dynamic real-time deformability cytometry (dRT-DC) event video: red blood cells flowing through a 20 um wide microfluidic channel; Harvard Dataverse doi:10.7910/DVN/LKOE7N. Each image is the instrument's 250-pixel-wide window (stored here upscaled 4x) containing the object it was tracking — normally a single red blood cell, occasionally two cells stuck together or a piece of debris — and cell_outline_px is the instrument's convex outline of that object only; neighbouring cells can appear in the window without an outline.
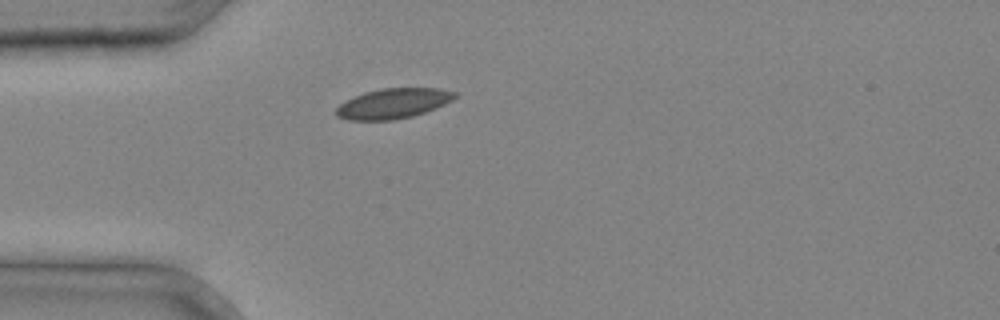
{"species": "common noctule bat (a hibernating species)", "species_latin": "Nyctalus noctula", "temperature_condition": "cold", "stored_images_in_passage": 24, "camera_frame_rate_fps": 3000, "um_per_image_px": 0.085, "animal": {"sex": "male", "body_mass_g": 20.4}, "frame": {"image": 1, "passage_image": 1, "time_ms": 0.0, "image_size_px": [1000, 320], "cell_outline_px": [[456, 96], [452, 100], [436, 108], [412, 116], [392, 120], [348, 120], [336, 116], [336, 108], [344, 100], [364, 92], [380, 88], [440, 88], [456, 92]], "centroid_in_image_um": [33.39, 8.79], "position_along_channel_um": 51.6, "area_um2": 20.87}}
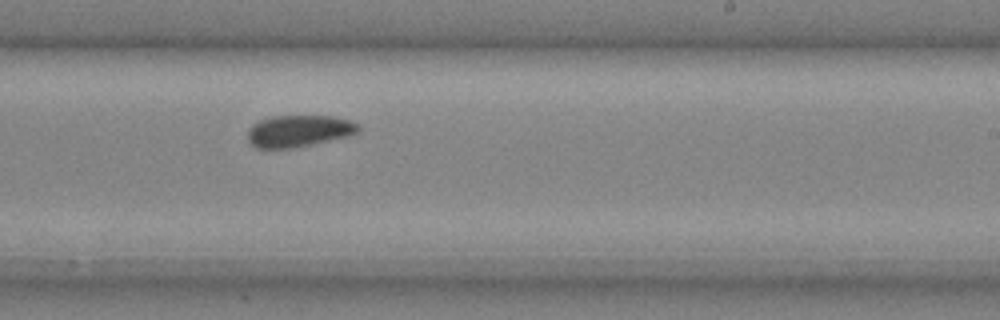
{"frame": {"image": 2, "passage_image": 14, "time_ms": 4.333, "image_size_px": [1000, 320], "cell_outline_px": [[360, 132], [348, 136], [296, 148], [256, 148], [248, 140], [248, 128], [252, 124], [260, 120], [272, 116], [332, 116], [348, 120], [360, 124]], "centroid_in_image_um": [25.41, 11.13], "position_along_channel_um": 263.6, "area_um2": 20.63}}
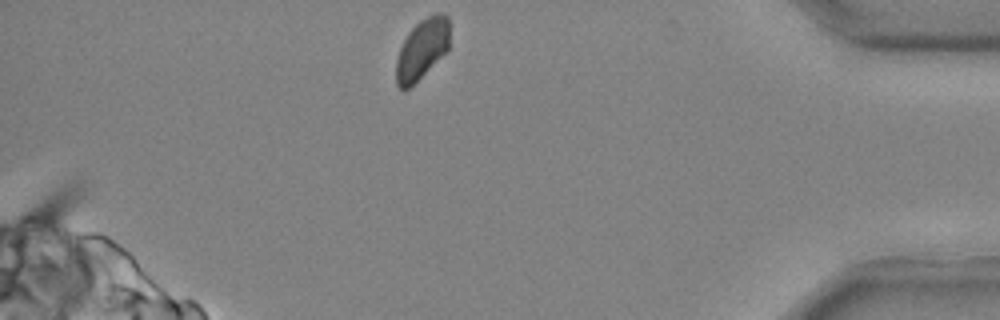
{"frame": {"image": 3, "passage_image": 24, "time_ms": 7.667, "image_size_px": [1000, 320], "cell_outline_px": [[448, 52], [404, 92], [396, 84], [396, 60], [400, 48], [408, 32], [420, 20], [436, 12], [444, 12], [448, 16]], "centroid_in_image_um": [35.87, 4.17], "position_along_channel_um": 399.3, "area_um2": 18.9}}